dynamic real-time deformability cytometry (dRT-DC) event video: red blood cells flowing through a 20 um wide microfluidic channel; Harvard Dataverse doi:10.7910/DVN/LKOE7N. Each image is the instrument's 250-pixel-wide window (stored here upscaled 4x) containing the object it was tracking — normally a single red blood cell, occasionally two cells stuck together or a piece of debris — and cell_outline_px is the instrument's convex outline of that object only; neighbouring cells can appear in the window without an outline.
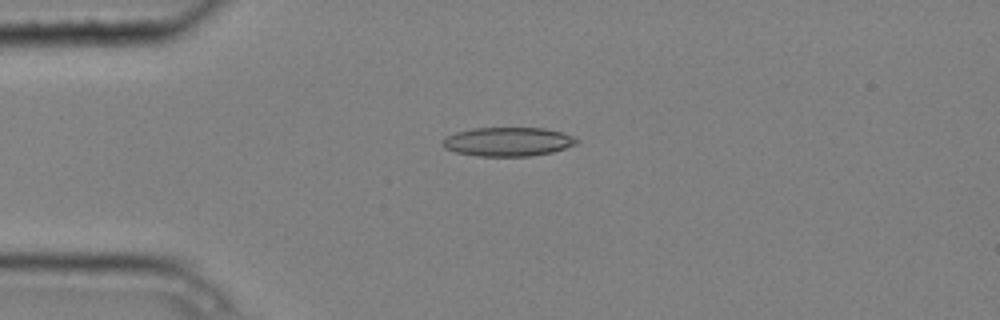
{"species": "common noctule bat (a hibernating species)", "species_latin": "Nyctalus noctula", "temperature_condition": "cold", "stored_images_in_passage": 8, "camera_frame_rate_fps": 3000, "um_per_image_px": 0.085, "animal": {"sex": "male", "body_mass_g": 20.4}, "frame": {"image": 1, "passage_image": 4, "time_ms": 1.0, "image_size_px": [1000, 320], "cell_outline_px": [[580, 140], [576, 144], [552, 152], [532, 156], [476, 156], [456, 152], [444, 148], [444, 140], [448, 136], [456, 132], [472, 128], [544, 128], [564, 132]], "centroid_in_image_um": [43.21, 12.04], "position_along_channel_um": 41.8, "area_um2": 22.54}}
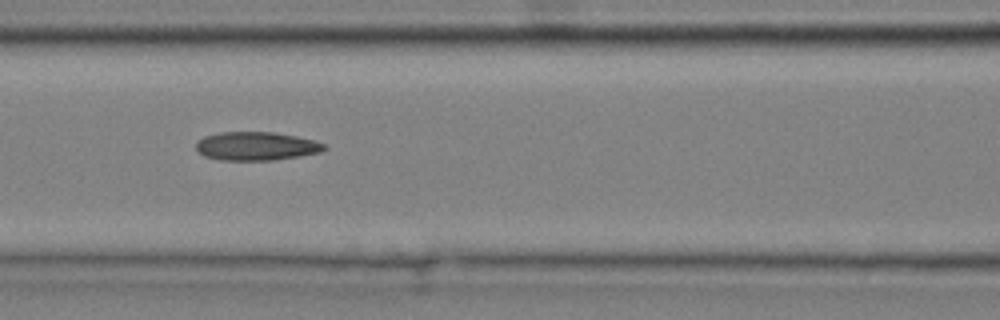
{"frame": {"image": 2, "passage_image": 7, "time_ms": 2.0, "image_size_px": [1000, 320], "cell_outline_px": [[328, 148], [320, 152], [300, 156], [276, 160], [220, 160], [204, 156], [196, 148], [196, 144], [204, 136], [220, 132], [272, 132], [296, 136], [312, 140], [324, 144]], "centroid_in_image_um": [21.79, 12.42], "position_along_channel_um": 144.8, "area_um2": 21.21}}
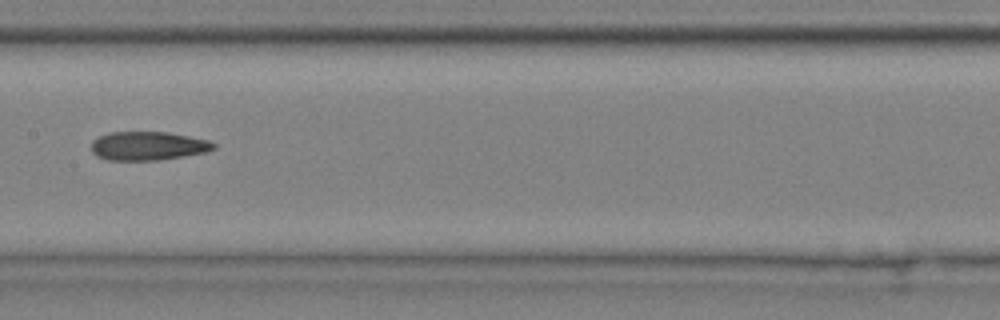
{"frame": {"image": 3, "passage_image": 8, "time_ms": 2.333, "image_size_px": [1000, 320], "cell_outline_px": [[216, 148], [208, 152], [184, 156], [156, 160], [108, 160], [96, 156], [92, 152], [92, 140], [100, 136], [112, 132], [168, 132], [208, 140], [216, 144]], "centroid_in_image_um": [12.6, 12.4], "position_along_channel_um": 194.8, "area_um2": 20.46}}